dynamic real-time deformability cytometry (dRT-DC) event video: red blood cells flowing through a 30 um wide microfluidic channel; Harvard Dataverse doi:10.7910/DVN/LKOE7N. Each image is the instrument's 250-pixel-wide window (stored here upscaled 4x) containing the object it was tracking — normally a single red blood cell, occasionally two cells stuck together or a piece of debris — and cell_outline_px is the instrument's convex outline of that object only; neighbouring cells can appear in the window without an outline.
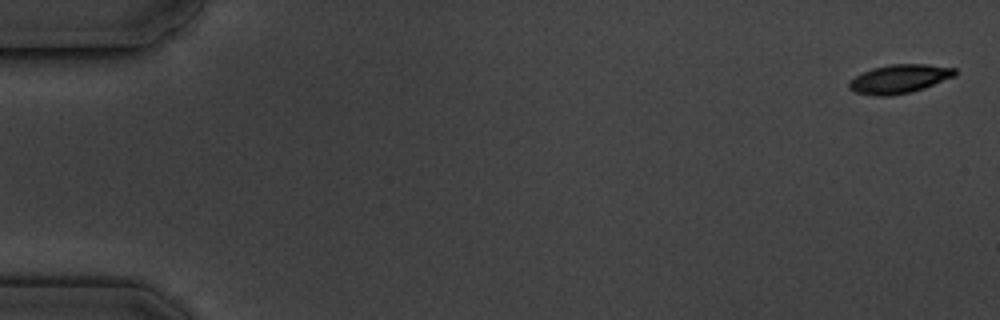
{"species": "common noctule bat (a hibernating species)", "species_latin": "Nyctalus noctula", "temperature_condition": "cold", "stored_images_in_passage": 7, "camera_frame_rate_fps": 3000, "um_per_image_px": 0.085, "animal": {"sex": "male", "body_mass_g": 19.5, "forearm_length_mm": 54.6}, "frame": {"image": 1, "passage_image": 1, "time_ms": 0.0, "image_size_px": [1000, 320], "cell_outline_px": [[956, 76], [924, 88], [912, 92], [892, 96], [876, 96], [856, 92], [848, 88], [848, 80], [872, 68], [888, 64], [928, 64], [956, 68]], "centroid_in_image_um": [76.45, 6.7], "position_along_channel_um": 8.6, "area_um2": 17.92}}
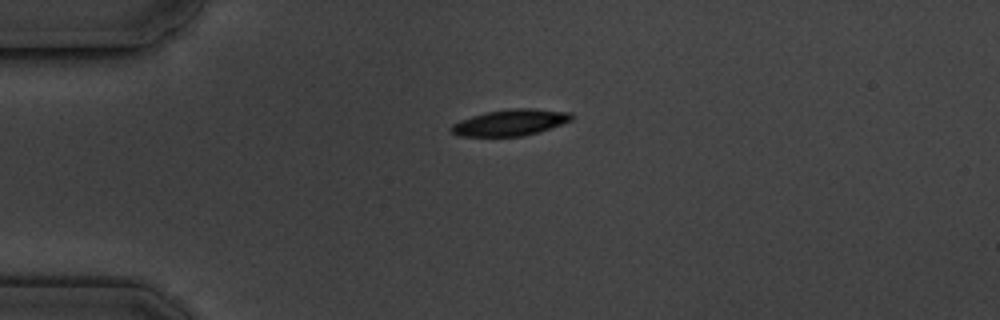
{"frame": {"image": 2, "passage_image": 5, "time_ms": 4.333, "image_size_px": [1000, 320], "cell_outline_px": [[576, 116], [572, 120], [552, 128], [520, 136], [460, 136], [452, 132], [448, 128], [452, 124], [460, 120], [484, 112], [512, 108], [532, 108], [572, 112]], "centroid_in_image_um": [43.41, 10.4], "position_along_channel_um": 41.6, "area_um2": 18.55}}